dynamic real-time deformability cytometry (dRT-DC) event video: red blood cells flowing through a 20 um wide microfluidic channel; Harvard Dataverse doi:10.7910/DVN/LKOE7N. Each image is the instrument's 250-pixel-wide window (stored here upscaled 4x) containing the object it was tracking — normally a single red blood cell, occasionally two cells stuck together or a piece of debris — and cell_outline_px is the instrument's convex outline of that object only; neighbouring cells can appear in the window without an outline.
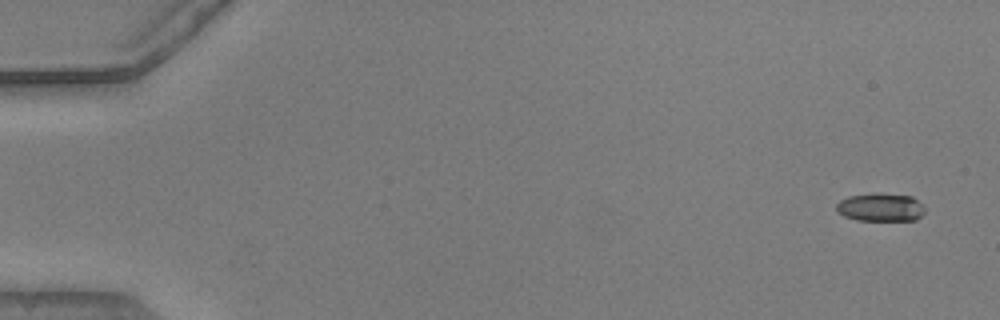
{"species": "common noctule bat (a hibernating species)", "species_latin": "Nyctalus noctula", "temperature_condition": "warm", "stored_images_in_passage": 7, "camera_frame_rate_fps": 3000, "um_per_image_px": 0.085, "animal": {"sex": "male", "body_mass_g": 20.5, "forearm_length_mm": 52.5}, "frame": {"image": 1, "passage_image": 1, "time_ms": 0.0, "image_size_px": [1000, 320], "cell_outline_px": [[924, 212], [916, 220], [856, 220], [844, 216], [836, 208], [836, 204], [840, 200], [848, 196], [912, 196], [924, 208]], "centroid_in_image_um": [74.84, 17.68], "position_along_channel_um": 10.2, "area_um2": 13.58}}